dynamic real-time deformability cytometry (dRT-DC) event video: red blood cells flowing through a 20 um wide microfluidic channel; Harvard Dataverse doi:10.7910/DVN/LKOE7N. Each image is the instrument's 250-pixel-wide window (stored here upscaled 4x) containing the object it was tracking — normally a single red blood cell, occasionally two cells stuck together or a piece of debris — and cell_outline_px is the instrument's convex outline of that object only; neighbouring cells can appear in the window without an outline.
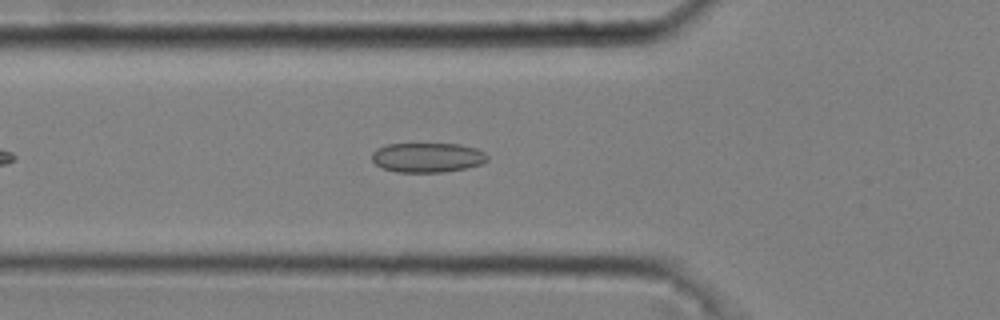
{"species": "common noctule bat (a hibernating species)", "species_latin": "Nyctalus noctula", "temperature_condition": "cold", "stored_images_in_passage": 41, "camera_frame_rate_fps": 3000, "um_per_image_px": 0.085, "animal": {"sex": "male", "body_mass_g": 20.4}, "frame": {"image": 1, "passage_image": 8, "time_ms": 2.333, "image_size_px": [1000, 320], "cell_outline_px": [[488, 160], [480, 164], [464, 168], [444, 172], [396, 172], [380, 168], [372, 160], [372, 152], [376, 148], [388, 144], [460, 144], [476, 148], [484, 152], [488, 156]], "centroid_in_image_um": [36.3, 13.39], "position_along_channel_um": 89.5, "area_um2": 20.0}}
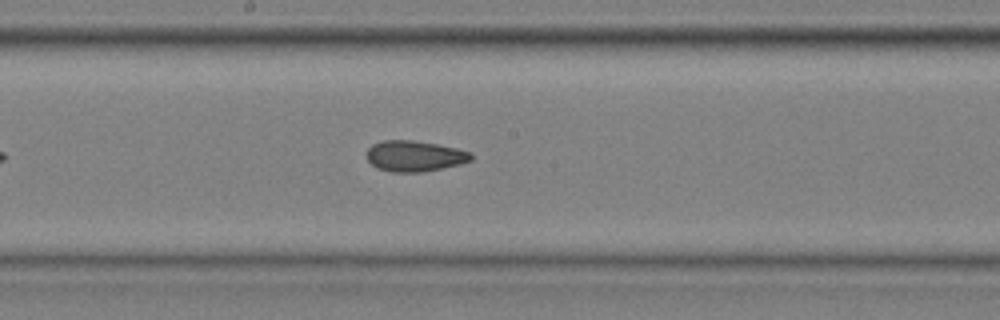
{"frame": {"image": 2, "passage_image": 18, "time_ms": 5.667, "image_size_px": [1000, 320], "cell_outline_px": [[472, 160], [460, 164], [424, 172], [392, 172], [376, 168], [364, 156], [364, 152], [372, 144], [384, 140], [412, 140], [436, 144], [456, 148], [472, 152]], "centroid_in_image_um": [35.2, 13.26], "position_along_channel_um": 213.0, "area_um2": 18.96}}
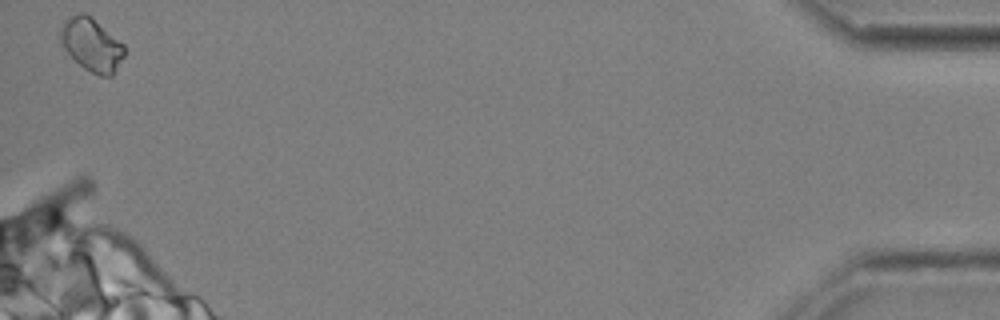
{"frame": {"image": 3, "passage_image": 41, "time_ms": 13.333, "image_size_px": [1000, 320], "cell_outline_px": [[124, 56], [112, 76], [100, 76], [84, 68], [60, 44], [60, 28], [64, 20], [80, 12], [84, 12], [92, 16], [124, 44]], "centroid_in_image_um": [7.79, 3.77], "position_along_channel_um": 427.4, "area_um2": 19.71}, "authors_computed_cell_mechanics": {"area_um2": 18.8428, "velocity_mm_per_s": 3.697, "shape_relaxation_time_tau1_ms": null, "shape_relaxation_time_tau2_ms": 3.6322, "deformation_change_tau1": null, "deformation_change_tau2": 0.0811}}